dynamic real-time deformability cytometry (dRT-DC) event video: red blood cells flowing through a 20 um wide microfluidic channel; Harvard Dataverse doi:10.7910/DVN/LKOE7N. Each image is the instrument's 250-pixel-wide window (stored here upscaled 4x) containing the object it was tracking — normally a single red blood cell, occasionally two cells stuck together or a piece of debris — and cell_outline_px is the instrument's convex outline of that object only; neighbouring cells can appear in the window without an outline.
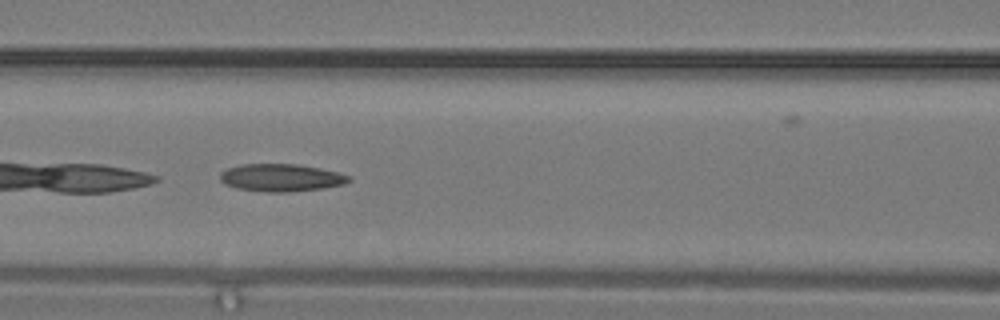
{"species": "common noctule bat (a hibernating species)", "species_latin": "Nyctalus noctula", "temperature_condition": "warm", "stored_images_in_passage": 14, "camera_frame_rate_fps": 3000, "um_per_image_px": 0.085, "animal": {"sex": "male", "body_mass_g": 19.2, "forearm_length_mm": 51.8}, "frame": {"image": 1, "passage_image": 10, "time_ms": 3.0, "image_size_px": [1000, 320], "cell_outline_px": [[352, 180], [344, 184], [324, 188], [288, 192], [268, 192], [236, 188], [224, 184], [220, 180], [220, 172], [228, 168], [240, 164], [296, 164], [320, 168], [352, 176]], "centroid_in_image_um": [23.9, 15.1], "position_along_channel_um": 142.7, "area_um2": 20.75}}
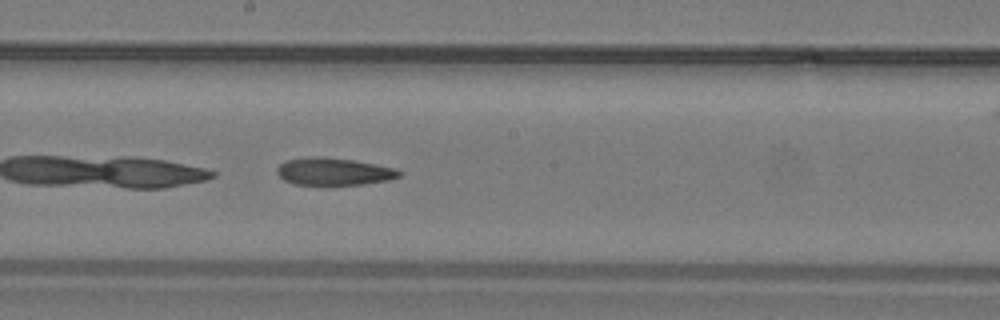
{"frame": {"image": 2, "passage_image": 13, "time_ms": 4.0, "image_size_px": [1000, 320], "cell_outline_px": [[400, 176], [388, 180], [364, 184], [292, 184], [284, 180], [276, 172], [276, 168], [284, 160], [308, 156], [320, 156], [352, 160], [396, 168], [400, 172]], "centroid_in_image_um": [28.32, 14.56], "position_along_channel_um": 219.9, "area_um2": 19.42}}